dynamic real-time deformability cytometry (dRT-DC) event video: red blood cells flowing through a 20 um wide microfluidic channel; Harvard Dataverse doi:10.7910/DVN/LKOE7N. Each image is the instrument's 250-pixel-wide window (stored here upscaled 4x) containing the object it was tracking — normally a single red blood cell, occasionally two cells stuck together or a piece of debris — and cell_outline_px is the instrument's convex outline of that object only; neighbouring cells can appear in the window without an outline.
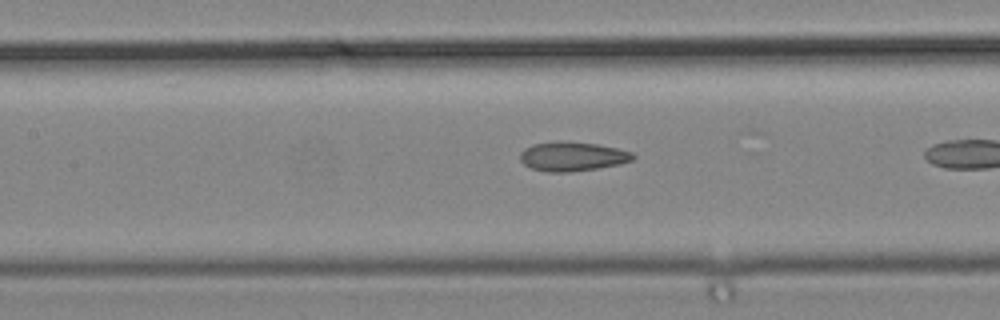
{"species": "common noctule bat (a hibernating species)", "species_latin": "Nyctalus noctula", "temperature_condition": "cold", "stored_images_in_passage": 10, "camera_frame_rate_fps": 3000, "um_per_image_px": 0.085, "animal": {"sex": "male", "body_mass_g": 19.2, "forearm_length_mm": 51.8}, "frame": {"image": 1, "passage_image": 6, "time_ms": 1.667, "image_size_px": [1000, 320], "cell_outline_px": [[636, 156], [632, 160], [620, 164], [596, 168], [568, 172], [548, 172], [532, 168], [524, 164], [520, 160], [520, 152], [524, 148], [532, 144], [556, 140], [596, 144], [616, 148], [632, 152]], "centroid_in_image_um": [48.62, 13.28], "position_along_channel_um": 158.8, "area_um2": 19.25}}
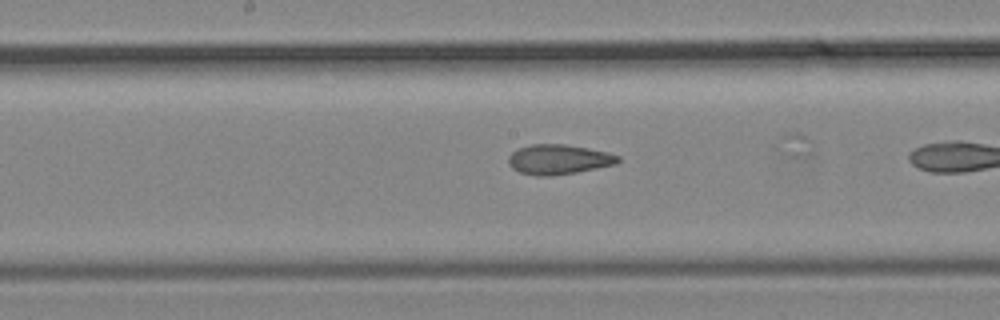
{"frame": {"image": 2, "passage_image": 9, "time_ms": 2.667, "image_size_px": [1000, 320], "cell_outline_px": [[620, 160], [616, 164], [576, 172], [548, 176], [536, 176], [520, 172], [512, 168], [508, 164], [508, 156], [512, 152], [520, 148], [532, 144], [564, 144], [588, 148], [608, 152], [620, 156]], "centroid_in_image_um": [47.48, 13.55], "position_along_channel_um": 200.7, "area_um2": 19.02}}